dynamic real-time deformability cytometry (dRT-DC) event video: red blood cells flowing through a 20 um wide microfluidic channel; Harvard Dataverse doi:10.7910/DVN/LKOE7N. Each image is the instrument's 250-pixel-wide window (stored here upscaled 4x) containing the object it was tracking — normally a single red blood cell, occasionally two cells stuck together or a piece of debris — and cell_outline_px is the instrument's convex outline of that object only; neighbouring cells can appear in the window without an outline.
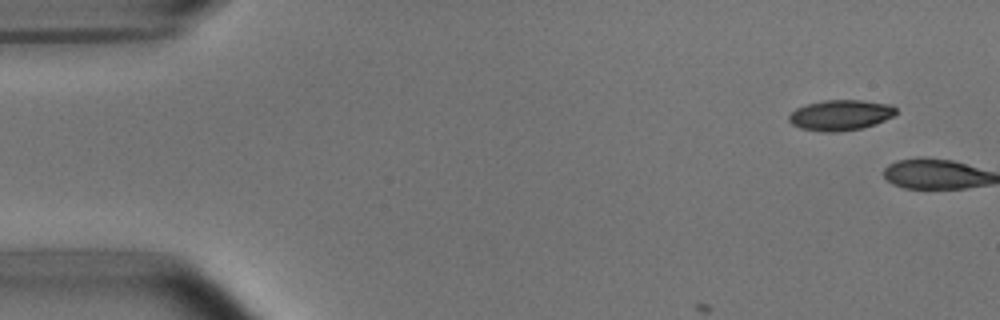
{"species": "common noctule bat (a hibernating species)", "species_latin": "Nyctalus noctula", "temperature_condition": "room temperature", "stored_images_in_passage": 4, "camera_frame_rate_fps": 3000, "um_per_image_px": 0.085, "animal": {"sex": "male", "body_mass_g": 15.6}, "frame": {"image": 1, "passage_image": 1, "time_ms": 0.0, "image_size_px": [1000, 320], "cell_outline_px": [[896, 112], [892, 116], [876, 124], [860, 128], [836, 132], [824, 132], [800, 128], [792, 124], [788, 120], [788, 116], [796, 108], [808, 104], [824, 100], [864, 100], [892, 104], [896, 108]], "centroid_in_image_um": [71.44, 9.78], "position_along_channel_um": 13.6, "area_um2": 19.02}}